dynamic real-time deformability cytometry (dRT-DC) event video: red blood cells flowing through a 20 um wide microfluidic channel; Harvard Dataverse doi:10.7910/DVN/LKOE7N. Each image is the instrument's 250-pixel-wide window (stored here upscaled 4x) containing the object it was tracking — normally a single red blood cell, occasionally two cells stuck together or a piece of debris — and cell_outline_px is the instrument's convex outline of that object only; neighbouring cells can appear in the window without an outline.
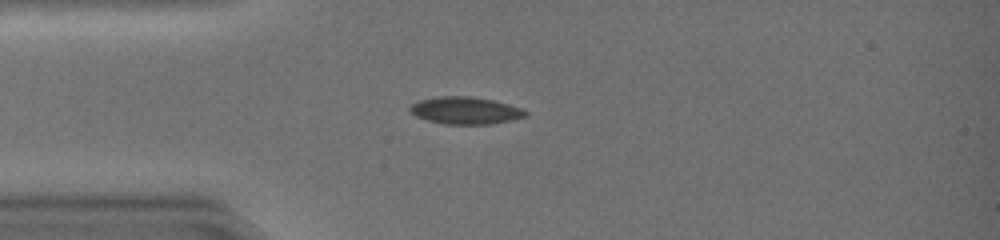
{"species": "common noctule bat (a hibernating species)", "species_latin": "Nyctalus noctula", "temperature_condition": "warm", "stored_images_in_passage": 44, "camera_frame_rate_fps": 3000, "um_per_image_px": 0.085, "animal": {"sex": "female", "body_mass_g": 19.0, "forearm_length_mm": 51.5}, "frame": {"image": 1, "passage_image": 11, "time_ms": 3.333, "image_size_px": [1000, 240], "cell_outline_px": [[528, 116], [488, 124], [444, 124], [428, 120], [416, 116], [408, 108], [412, 104], [420, 100], [436, 96], [472, 96], [492, 100], [508, 104], [520, 108], [528, 112]], "centroid_in_image_um": [39.54, 9.38], "position_along_channel_um": 45.5, "area_um2": 18.15}}
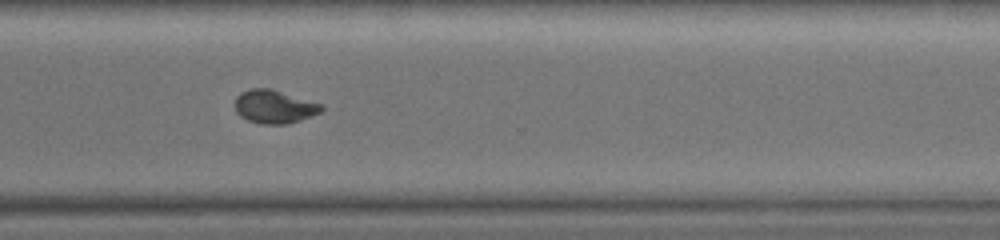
{"frame": {"image": 2, "passage_image": 33, "time_ms": 10.667, "image_size_px": [1000, 240], "cell_outline_px": [[324, 108], [320, 112], [300, 120], [288, 124], [260, 124], [248, 120], [240, 116], [236, 112], [236, 96], [240, 92], [248, 88], [268, 88], [320, 104]], "centroid_in_image_um": [23.26, 9.07], "position_along_channel_um": 347.3, "area_um2": 16.53}}
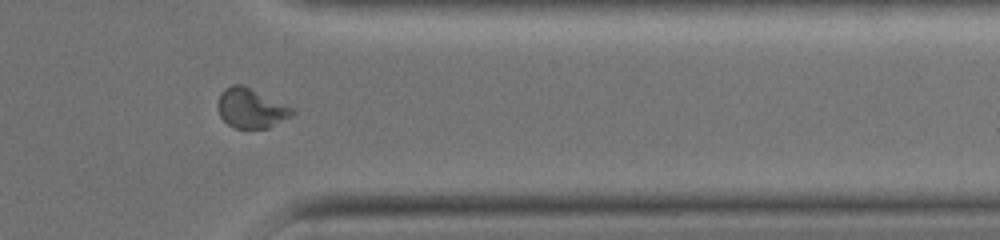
{"frame": {"image": 3, "passage_image": 36, "time_ms": 11.667, "image_size_px": [1000, 240], "cell_outline_px": [[296, 112], [292, 116], [268, 128], [236, 128], [228, 124], [220, 116], [216, 108], [216, 104], [220, 92], [224, 88], [232, 84], [244, 84], [292, 108]], "centroid_in_image_um": [21.29, 9.18], "position_along_channel_um": 390.1, "area_um2": 17.34}}